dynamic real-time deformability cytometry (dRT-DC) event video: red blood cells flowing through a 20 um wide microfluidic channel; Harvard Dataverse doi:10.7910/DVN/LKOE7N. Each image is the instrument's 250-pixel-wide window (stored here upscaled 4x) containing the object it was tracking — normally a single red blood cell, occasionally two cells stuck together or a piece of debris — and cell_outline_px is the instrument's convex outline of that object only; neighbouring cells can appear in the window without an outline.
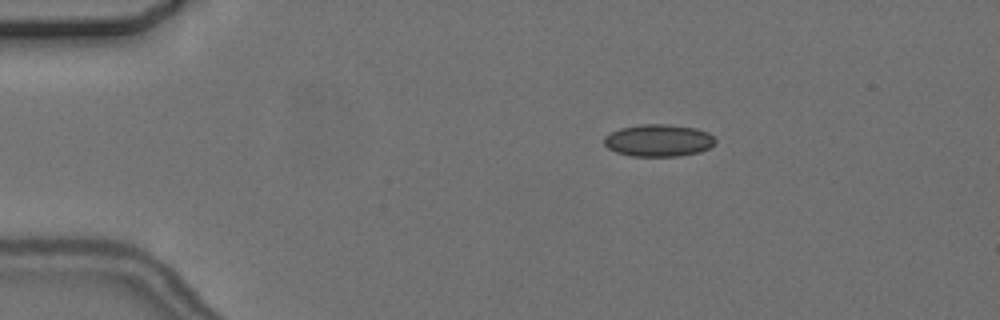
{"species": "common noctule bat (a hibernating species)", "species_latin": "Nyctalus noctula", "temperature_condition": "cold", "stored_images_in_passage": 3, "camera_frame_rate_fps": 3000, "um_per_image_px": 0.085, "animal": {"sex": "female", "body_mass_g": 24.6, "forearm_length_mm": 56.2}, "frame": {"image": 1, "passage_image": 2, "time_ms": 1.0, "image_size_px": [1000, 320], "cell_outline_px": [[716, 144], [700, 152], [680, 156], [632, 156], [616, 152], [608, 148], [604, 144], [604, 136], [620, 128], [640, 124], [668, 124], [696, 128], [708, 132], [716, 140]], "centroid_in_image_um": [55.99, 11.93], "position_along_channel_um": 29.0, "area_um2": 20.98}}